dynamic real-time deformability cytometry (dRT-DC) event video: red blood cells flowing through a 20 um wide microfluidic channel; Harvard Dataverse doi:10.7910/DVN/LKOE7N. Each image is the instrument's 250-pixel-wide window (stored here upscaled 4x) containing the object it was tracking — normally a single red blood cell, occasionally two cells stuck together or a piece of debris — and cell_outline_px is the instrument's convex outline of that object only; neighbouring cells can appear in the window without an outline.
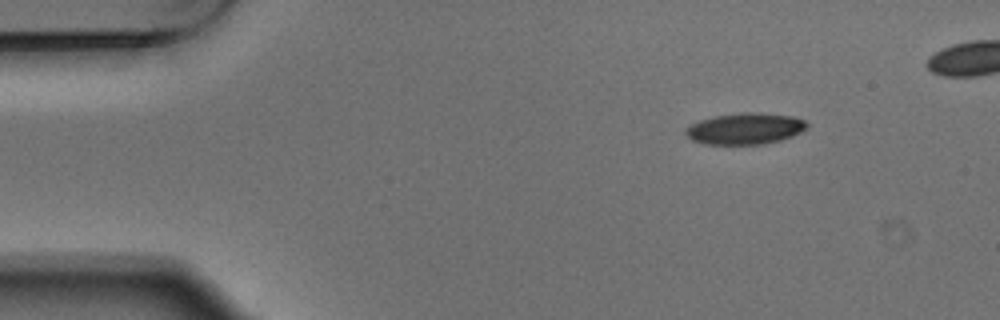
{"species": "Egyptian fruit bat (a non-hibernating species)", "species_latin": "Rousettus aegyptiacus", "temperature_condition": "warm", "stored_images_in_passage": 4, "camera_frame_rate_fps": 3000, "um_per_image_px": 0.085, "animal": {"sex": "male"}, "frame": {"image": 1, "passage_image": 1, "time_ms": 0.0, "image_size_px": [1000, 320], "cell_outline_px": [[808, 128], [792, 136], [780, 140], [764, 144], [704, 144], [692, 140], [684, 132], [692, 124], [700, 120], [712, 116], [740, 112], [752, 112], [792, 116], [804, 120], [808, 124]], "centroid_in_image_um": [63.34, 10.93], "position_along_channel_um": 21.7, "area_um2": 22.08}}